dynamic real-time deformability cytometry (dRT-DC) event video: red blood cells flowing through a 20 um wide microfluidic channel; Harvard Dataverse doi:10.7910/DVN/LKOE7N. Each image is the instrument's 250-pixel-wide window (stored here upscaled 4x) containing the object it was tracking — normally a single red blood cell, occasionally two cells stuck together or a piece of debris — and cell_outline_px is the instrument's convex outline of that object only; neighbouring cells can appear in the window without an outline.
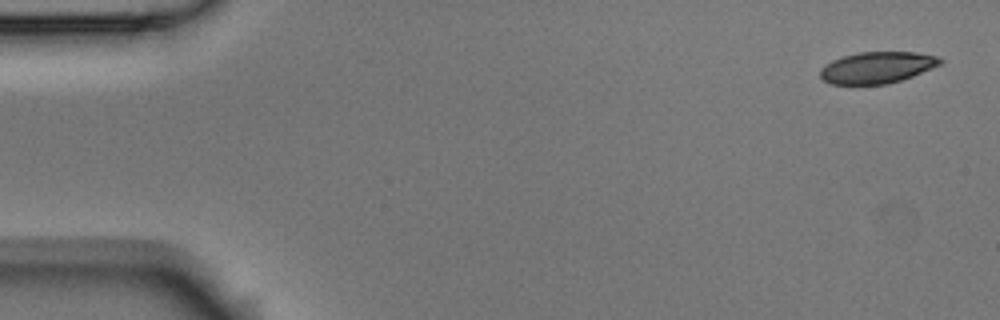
{"species": "Egyptian fruit bat (a non-hibernating species)", "species_latin": "Rousettus aegyptiacus", "temperature_condition": "room temperature", "stored_images_in_passage": 5, "camera_frame_rate_fps": 3000, "um_per_image_px": 0.085, "animal": {"sex": "male"}, "frame": {"image": 1, "passage_image": 1, "time_ms": 0.0, "image_size_px": [1000, 320], "cell_outline_px": [[944, 60], [940, 64], [932, 68], [912, 76], [888, 84], [832, 84], [824, 80], [820, 76], [820, 68], [832, 60], [844, 56], [860, 52], [916, 52], [940, 56]], "centroid_in_image_um": [74.57, 5.73], "position_along_channel_um": 10.4, "area_um2": 21.96}}